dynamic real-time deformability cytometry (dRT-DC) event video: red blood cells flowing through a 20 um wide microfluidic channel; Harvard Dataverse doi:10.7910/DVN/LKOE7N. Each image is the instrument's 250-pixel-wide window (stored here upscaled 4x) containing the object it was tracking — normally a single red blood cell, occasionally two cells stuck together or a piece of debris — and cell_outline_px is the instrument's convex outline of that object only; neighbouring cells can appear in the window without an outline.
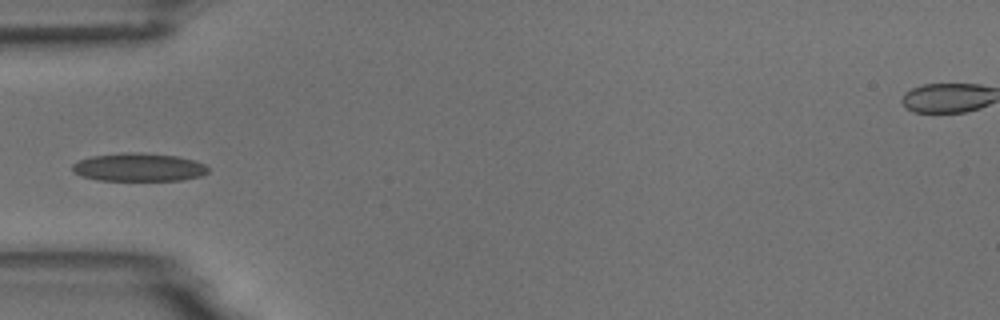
{"species": "common noctule bat (a hibernating species)", "species_latin": "Nyctalus noctula", "temperature_condition": "room temperature", "stored_images_in_passage": 7, "camera_frame_rate_fps": 3000, "um_per_image_px": 0.085, "animal": {"sex": "male", "body_mass_g": 18.8}, "frame": {"image": 1, "passage_image": 4, "time_ms": 3.667, "image_size_px": [1000, 320], "cell_outline_px": [[208, 172], [200, 176], [180, 180], [96, 180], [80, 176], [72, 172], [72, 164], [76, 160], [92, 156], [124, 152], [140, 152], [176, 156], [196, 160], [204, 164], [208, 168]], "centroid_in_image_um": [11.74, 14.21], "position_along_channel_um": 73.3, "area_um2": 22.48}}